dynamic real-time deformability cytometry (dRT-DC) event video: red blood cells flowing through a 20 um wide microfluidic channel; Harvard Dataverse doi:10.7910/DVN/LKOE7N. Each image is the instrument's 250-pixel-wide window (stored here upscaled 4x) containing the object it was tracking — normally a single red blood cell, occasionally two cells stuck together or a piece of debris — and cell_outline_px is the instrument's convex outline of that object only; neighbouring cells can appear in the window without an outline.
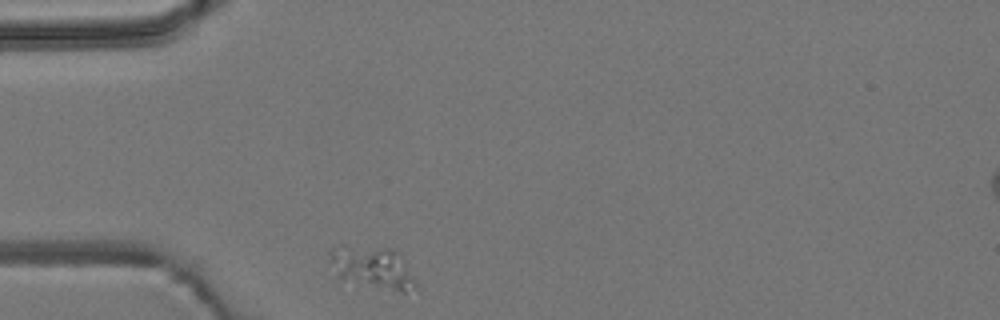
{"species": "common noctule bat (a hibernating species)", "species_latin": "Nyctalus noctula", "temperature_condition": "room temperature", "stored_images_in_passage": 1, "camera_frame_rate_fps": 3000, "um_per_image_px": 0.085, "animal": {"sex": "male", "body_mass_g": 19.2, "forearm_length_mm": 51.8}, "frame": {"image": 1, "passage_image": 1, "time_ms": 0.0, "image_size_px": [1000, 320], "cell_outline_px": [[416, 288], [404, 292], [344, 280], [340, 276], [328, 260], [332, 248], [340, 244], [388, 248], [404, 260], [416, 284]], "centroid_in_image_um": [31.62, 22.7], "position_along_channel_um": 53.4, "area_um2": 20.58}}